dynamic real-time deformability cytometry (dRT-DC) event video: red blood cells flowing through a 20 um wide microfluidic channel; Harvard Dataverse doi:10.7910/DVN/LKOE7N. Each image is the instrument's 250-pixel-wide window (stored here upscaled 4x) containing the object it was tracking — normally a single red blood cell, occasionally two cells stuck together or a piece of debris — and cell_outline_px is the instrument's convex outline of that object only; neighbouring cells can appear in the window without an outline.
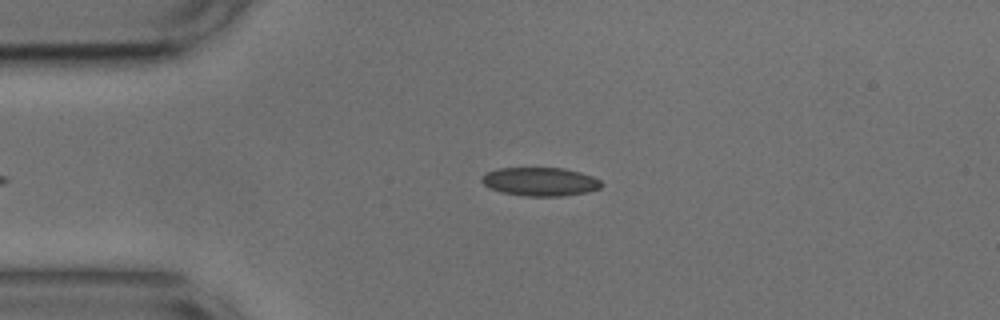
{"species": "common noctule bat (a hibernating species)", "species_latin": "Nyctalus noctula", "temperature_condition": "cold", "stored_images_in_passage": 34, "camera_frame_rate_fps": 3000, "um_per_image_px": 0.085, "animal": {"sex": "male", "body_mass_g": 17.9, "forearm_length_mm": 54.2}, "frame": {"image": 1, "passage_image": 3, "time_ms": 0.667, "image_size_px": [1000, 320], "cell_outline_px": [[604, 184], [600, 188], [588, 192], [564, 196], [524, 196], [500, 192], [484, 184], [480, 180], [480, 176], [496, 168], [564, 168], [580, 172], [592, 176], [600, 180]], "centroid_in_image_um": [45.92, 15.44], "position_along_channel_um": 39.1, "area_um2": 20.06}}
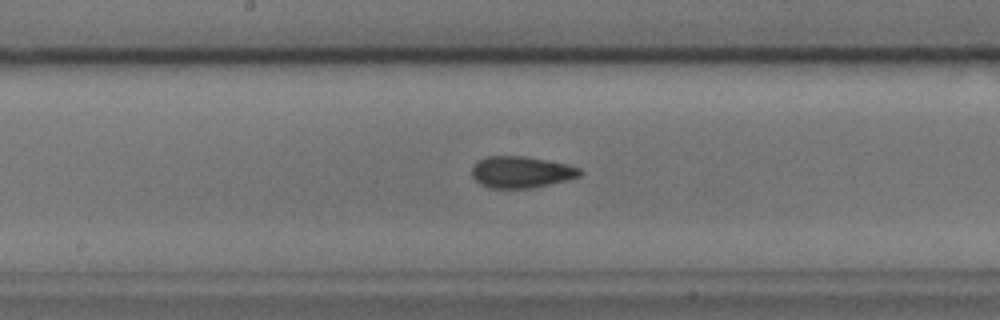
{"frame": {"image": 2, "passage_image": 18, "time_ms": 5.667, "image_size_px": [1000, 320], "cell_outline_px": [[584, 172], [580, 176], [532, 188], [488, 188], [480, 184], [472, 176], [472, 168], [480, 160], [488, 156], [524, 156], [568, 164], [580, 168]], "centroid_in_image_um": [44.31, 14.63], "position_along_channel_um": 203.9, "area_um2": 19.71}}
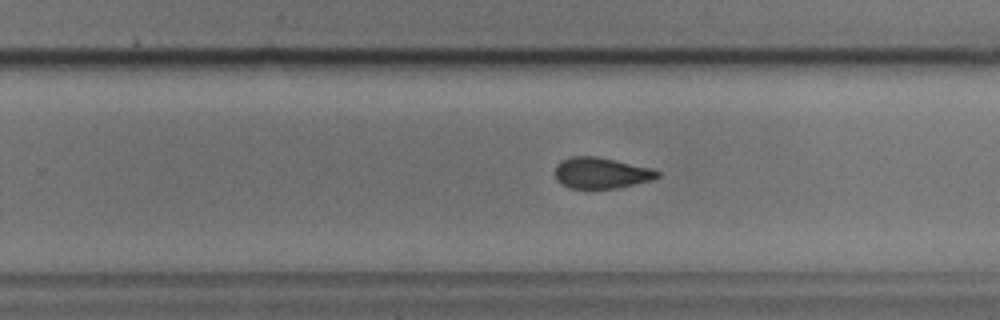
{"frame": {"image": 3, "passage_image": 24, "time_ms": 7.667, "image_size_px": [1000, 320], "cell_outline_px": [[660, 176], [652, 180], [616, 188], [568, 188], [556, 180], [556, 164], [560, 160], [572, 156], [596, 156], [616, 160], [652, 168], [660, 172]], "centroid_in_image_um": [51.09, 14.69], "position_along_channel_um": 278.7, "area_um2": 18.55}, "authors_computed_cell_mechanics": {"area_um2": 19.7965, "velocity_mm_per_s": 3.7626, "shape_relaxation_time_tau1_ms": 5.3844, "shape_relaxation_time_tau2_ms": 1.8799, "deformation_change_tau1": 0.1104, "deformation_change_tau2": 0.0725}}